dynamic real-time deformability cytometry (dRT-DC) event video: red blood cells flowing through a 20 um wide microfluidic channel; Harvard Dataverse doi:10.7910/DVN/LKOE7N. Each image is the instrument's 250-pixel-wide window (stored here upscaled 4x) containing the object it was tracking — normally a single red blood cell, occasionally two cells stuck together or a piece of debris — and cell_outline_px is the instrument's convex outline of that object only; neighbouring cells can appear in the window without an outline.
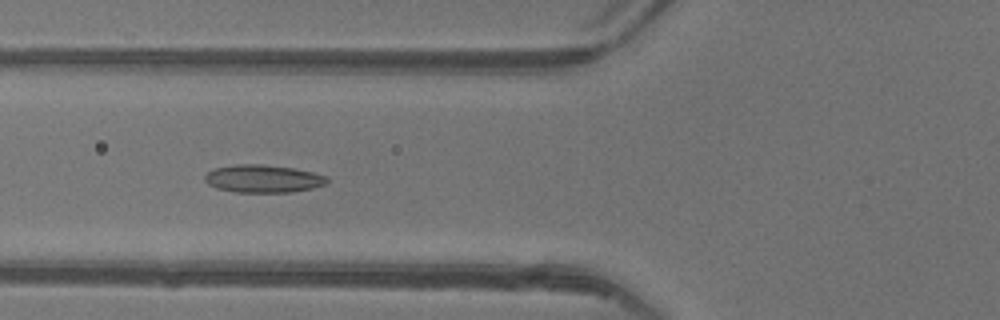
{"species": "common noctule bat (a hibernating species)", "species_latin": "Nyctalus noctula", "temperature_condition": "warm", "stored_images_in_passage": 44, "camera_frame_rate_fps": 3000, "um_per_image_px": 0.085, "animal": {"sex": "female"}, "frame": {"image": 1, "passage_image": 14, "time_ms": 4.333, "image_size_px": [1000, 320], "cell_outline_px": [[328, 184], [312, 188], [292, 192], [236, 192], [216, 188], [208, 184], [204, 180], [204, 176], [208, 172], [216, 168], [236, 164], [260, 164], [292, 168], [312, 172], [328, 176]], "centroid_in_image_um": [22.38, 15.19], "position_along_channel_um": 103.4, "area_um2": 19.77}}
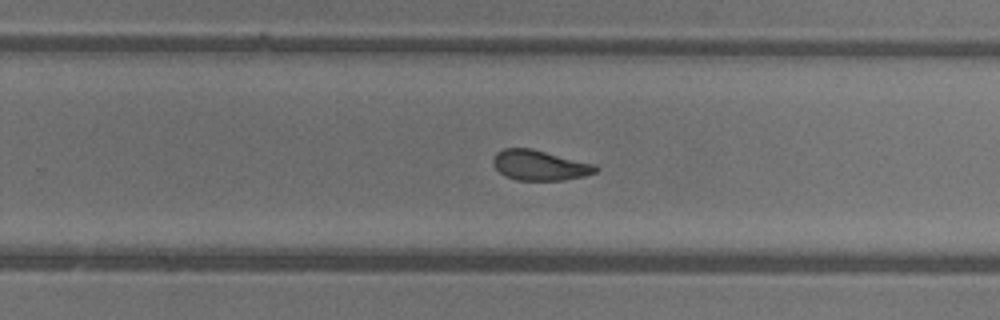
{"frame": {"image": 2, "passage_image": 27, "time_ms": 8.667, "image_size_px": [1000, 320], "cell_outline_px": [[600, 168], [596, 172], [584, 176], [564, 180], [516, 180], [504, 176], [492, 164], [492, 160], [496, 152], [504, 148], [532, 148], [596, 164]], "centroid_in_image_um": [45.88, 14.04], "position_along_channel_um": 283.9, "area_um2": 18.26}}
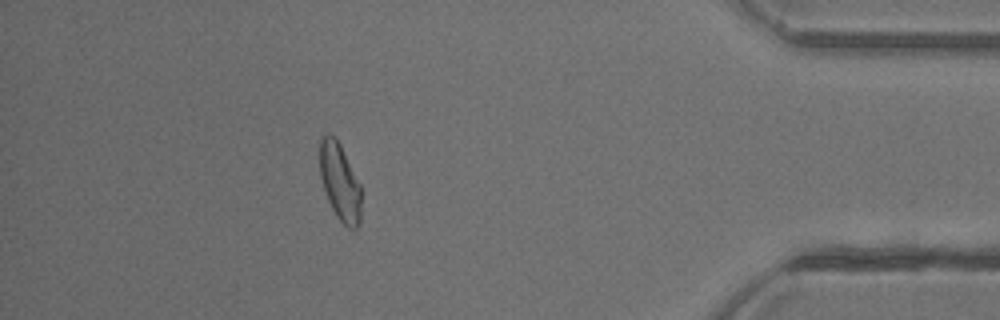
{"frame": {"image": 3, "passage_image": 39, "time_ms": 12.667, "image_size_px": [1000, 320], "cell_outline_px": [[360, 224], [356, 228], [348, 228], [336, 216], [328, 200], [320, 176], [320, 136], [328, 132], [340, 144], [360, 184]], "centroid_in_image_um": [28.88, 15.46], "position_along_channel_um": 406.3, "area_um2": 18.44}, "authors_computed_cell_mechanics": {"area_um2": 19.1029, "velocity_mm_per_s": 4.1742, "shape_relaxation_time_tau1_ms": 8.6536, "shape_relaxation_time_tau2_ms": 1.6105, "deformation_change_tau1": 0.2153, "deformation_change_tau2": 0.0929}}